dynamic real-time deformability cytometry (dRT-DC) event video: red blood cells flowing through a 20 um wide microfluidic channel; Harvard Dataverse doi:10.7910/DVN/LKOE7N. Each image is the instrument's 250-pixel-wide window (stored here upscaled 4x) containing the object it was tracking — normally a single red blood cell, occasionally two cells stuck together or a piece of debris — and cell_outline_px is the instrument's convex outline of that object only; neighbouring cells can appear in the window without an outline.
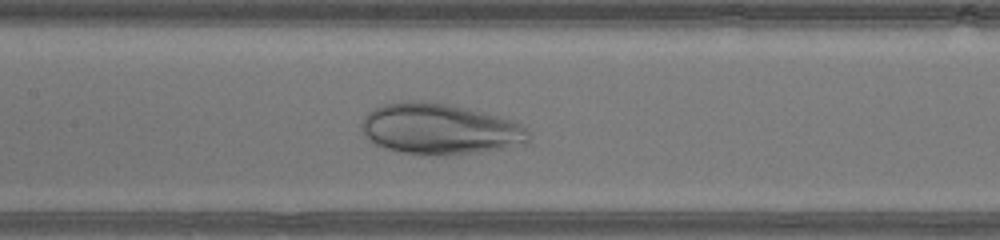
{"species": "human", "species_latin": "Homo sapiens", "temperature_condition": "warm", "stored_images_in_passage": 44, "camera_frame_rate_fps": 3000, "um_per_image_px": 0.085, "donor": {"sex": "male"}, "frame": {"image": 1, "passage_image": 20, "time_ms": 6.333, "image_size_px": [1000, 240], "cell_outline_px": [[528, 144], [480, 152], [444, 156], [428, 156], [400, 152], [384, 148], [376, 144], [364, 132], [360, 124], [364, 116], [372, 108], [384, 104], [408, 100], [420, 100], [448, 104], [512, 120], [528, 128]], "centroid_in_image_um": [37.37, 10.98], "position_along_channel_um": 170.0, "area_um2": 49.77}}
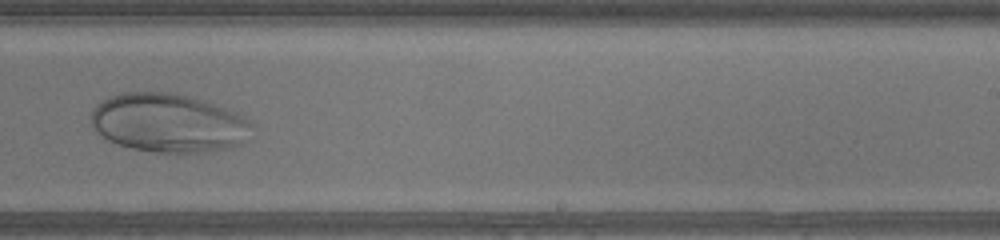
{"frame": {"image": 2, "passage_image": 27, "time_ms": 8.667, "image_size_px": [1000, 240], "cell_outline_px": [[252, 124], [240, 144], [228, 148], [204, 152], [156, 152], [132, 148], [108, 140], [96, 132], [92, 124], [92, 112], [108, 96], [120, 92], [176, 92], [208, 100], [236, 112], [244, 116]], "centroid_in_image_um": [14.32, 10.42], "position_along_channel_um": 274.7, "area_um2": 54.91}}
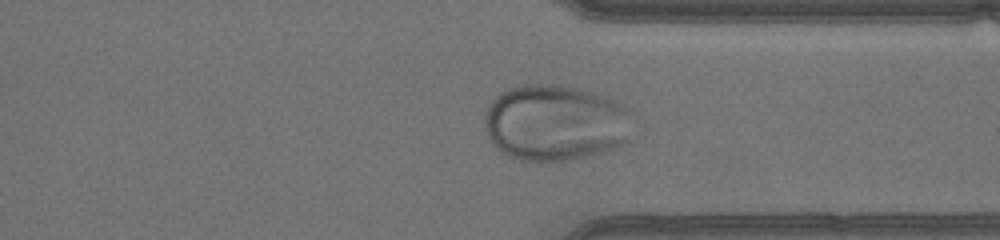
{"frame": {"image": 3, "passage_image": 33, "time_ms": 10.667, "image_size_px": [1000, 240], "cell_outline_px": [[636, 116], [632, 140], [628, 144], [604, 152], [568, 160], [520, 160], [508, 156], [500, 152], [488, 140], [484, 128], [484, 112], [488, 104], [500, 92], [508, 88], [520, 84], [560, 84], [596, 92], [620, 100]], "centroid_in_image_um": [47.29, 10.41], "position_along_channel_um": 364.1, "area_um2": 68.09}}